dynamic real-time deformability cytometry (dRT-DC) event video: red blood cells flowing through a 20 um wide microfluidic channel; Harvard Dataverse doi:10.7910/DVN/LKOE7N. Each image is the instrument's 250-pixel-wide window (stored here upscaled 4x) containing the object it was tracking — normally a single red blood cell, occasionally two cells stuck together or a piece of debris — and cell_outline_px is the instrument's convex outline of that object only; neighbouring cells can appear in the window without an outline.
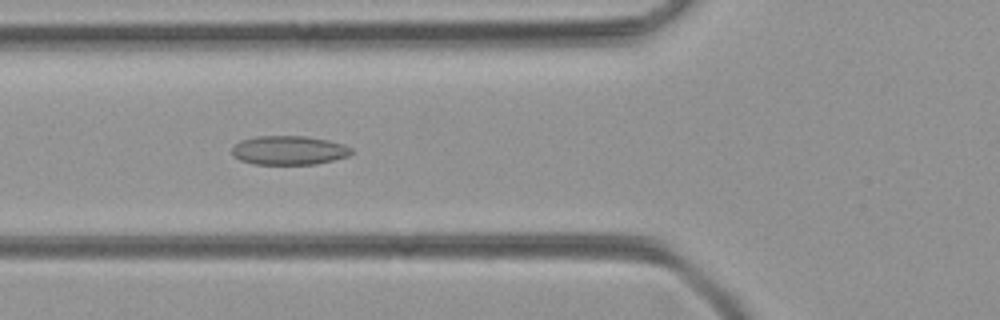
{"species": "common noctule bat (a hibernating species)", "species_latin": "Nyctalus noctula", "temperature_condition": "room temperature", "stored_images_in_passage": 42, "camera_frame_rate_fps": 3000, "um_per_image_px": 0.085, "animal": {"sex": "female", "body_mass_g": 21.9}, "frame": {"image": 1, "passage_image": 16, "time_ms": 5.0, "image_size_px": [1000, 320], "cell_outline_px": [[352, 152], [348, 156], [316, 164], [252, 164], [240, 160], [232, 156], [232, 148], [240, 140], [256, 136], [304, 136], [328, 140], [344, 144], [352, 148]], "centroid_in_image_um": [24.54, 12.77], "position_along_channel_um": 101.3, "area_um2": 20.23}}
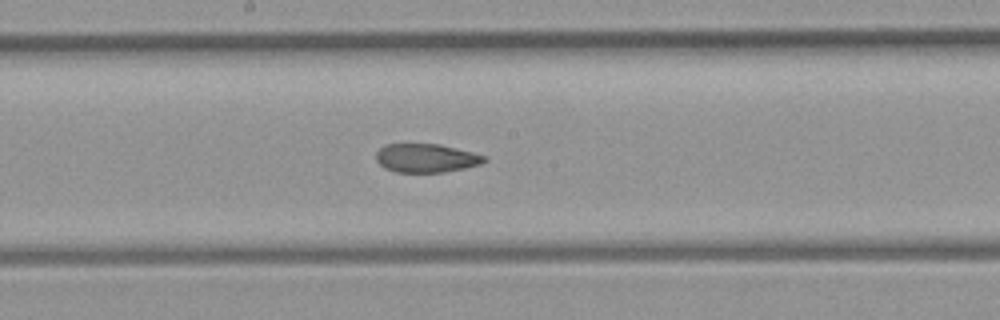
{"frame": {"image": 2, "passage_image": 24, "time_ms": 7.667, "image_size_px": [1000, 320], "cell_outline_px": [[488, 160], [480, 164], [464, 168], [444, 172], [396, 172], [384, 168], [376, 160], [376, 152], [384, 144], [440, 144], [472, 152], [484, 156]], "centroid_in_image_um": [36.2, 13.43], "position_along_channel_um": 212.0, "area_um2": 18.03}}
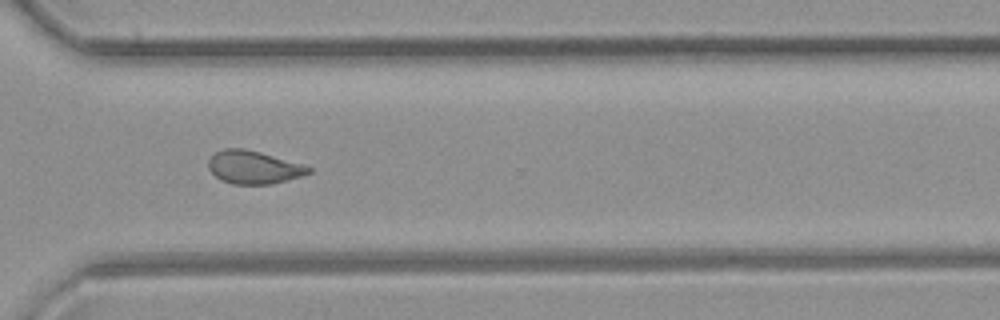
{"frame": {"image": 3, "passage_image": 34, "time_ms": 11.0, "image_size_px": [1000, 320], "cell_outline_px": [[312, 172], [300, 176], [268, 184], [232, 184], [216, 176], [208, 168], [208, 160], [216, 152], [224, 148], [244, 148], [260, 152], [304, 164], [312, 168]], "centroid_in_image_um": [21.56, 14.2], "position_along_channel_um": 349.0, "area_um2": 19.07}}